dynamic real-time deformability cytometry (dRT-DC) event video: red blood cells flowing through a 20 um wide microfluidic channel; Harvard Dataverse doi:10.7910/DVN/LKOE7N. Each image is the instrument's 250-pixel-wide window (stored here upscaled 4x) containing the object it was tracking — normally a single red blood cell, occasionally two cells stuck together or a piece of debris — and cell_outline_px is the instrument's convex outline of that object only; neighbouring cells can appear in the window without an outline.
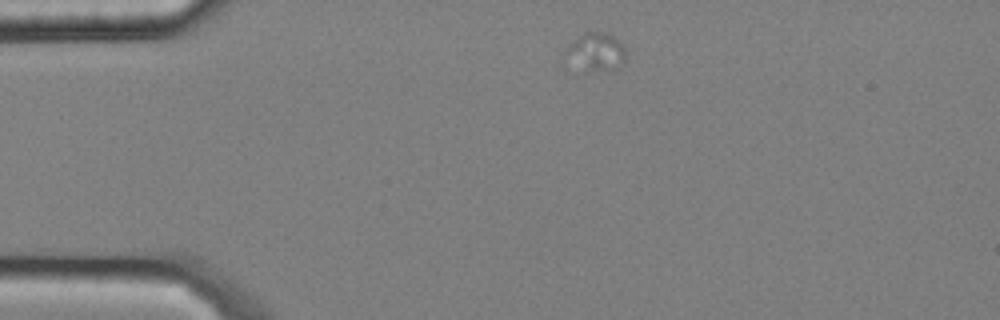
{"species": "common noctule bat (a hibernating species)", "species_latin": "Nyctalus noctula", "temperature_condition": "cold", "stored_images_in_passage": 18, "camera_frame_rate_fps": 3000, "um_per_image_px": 0.085, "animal": {"sex": "male", "body_mass_g": 20.4}, "frame": {"image": 1, "passage_image": 1, "time_ms": 0.0, "image_size_px": [1000, 320], "cell_outline_px": [[624, 64], [620, 68], [588, 72], [564, 52], [564, 48], [572, 40], [584, 32], [608, 32], [620, 40], [624, 44]], "centroid_in_image_um": [50.71, 4.36], "position_along_channel_um": 34.3, "area_um2": 13.29}}
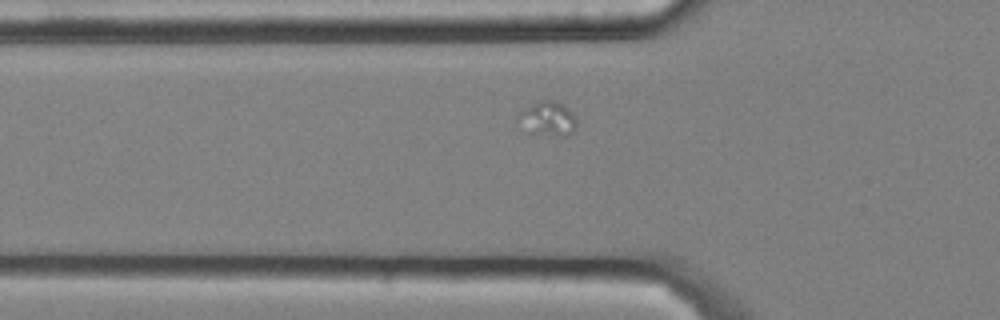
{"frame": {"image": 2, "passage_image": 8, "time_ms": 2.333, "image_size_px": [1000, 320], "cell_outline_px": [[576, 132], [568, 136], [560, 136], [528, 132], [516, 120], [516, 116], [520, 112], [532, 104], [540, 100], [552, 100], [564, 104], [576, 116]], "centroid_in_image_um": [46.59, 10.09], "position_along_channel_um": 79.2, "area_um2": 11.91}}